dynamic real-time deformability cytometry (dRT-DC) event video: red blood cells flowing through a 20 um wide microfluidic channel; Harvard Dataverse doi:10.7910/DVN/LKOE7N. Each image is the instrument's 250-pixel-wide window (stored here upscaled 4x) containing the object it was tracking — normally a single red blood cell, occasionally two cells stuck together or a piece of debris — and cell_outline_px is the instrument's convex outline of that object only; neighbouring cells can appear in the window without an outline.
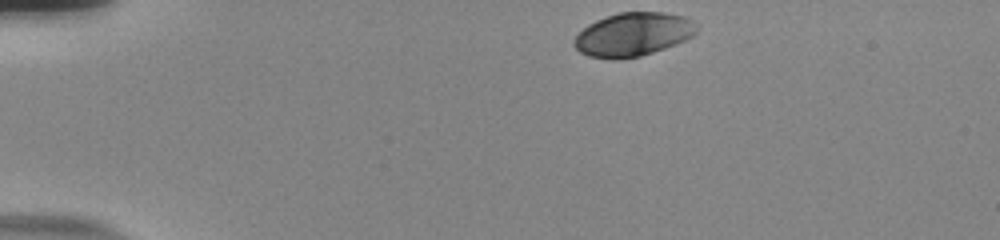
{"species": "human", "species_latin": "Homo sapiens", "temperature_condition": "room temperature", "stored_images_in_passage": 39, "camera_frame_rate_fps": 3000, "um_per_image_px": 0.085, "donor": {"sex": "male"}, "frame": {"image": 1, "passage_image": 1, "time_ms": 0.0, "image_size_px": [1000, 240], "cell_outline_px": [[700, 28], [692, 36], [676, 44], [640, 56], [620, 60], [612, 60], [588, 56], [580, 52], [572, 44], [572, 40], [588, 24], [596, 20], [620, 12], [664, 12], [684, 16], [692, 20]], "centroid_in_image_um": [53.81, 2.93], "position_along_channel_um": 31.2, "area_um2": 31.27}}
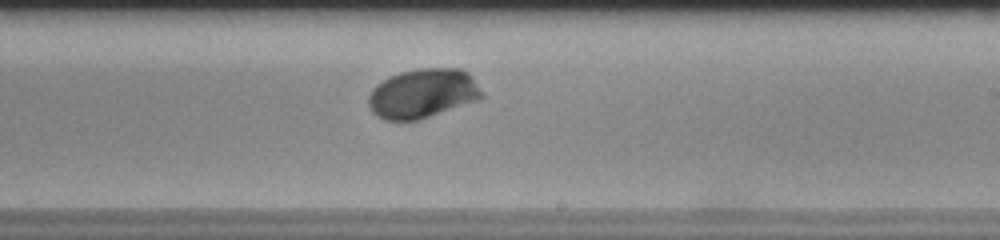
{"frame": {"image": 2, "passage_image": 25, "time_ms": 8.0, "image_size_px": [1000, 240], "cell_outline_px": [[484, 96], [480, 100], [420, 120], [384, 120], [376, 116], [372, 112], [368, 104], [368, 96], [372, 88], [376, 84], [400, 72], [416, 68], [460, 68], [468, 72], [472, 76], [484, 92]], "centroid_in_image_um": [35.97, 7.95], "position_along_channel_um": 253.0, "area_um2": 33.12}}
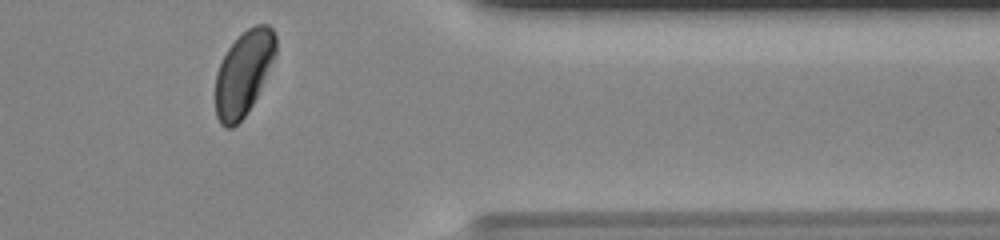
{"frame": {"image": 3, "passage_image": 37, "time_ms": 12.0, "image_size_px": [1000, 240], "cell_outline_px": [[276, 56], [252, 104], [244, 116], [232, 128], [224, 128], [220, 124], [216, 116], [216, 72], [228, 48], [248, 28], [256, 24], [268, 24], [272, 28], [276, 36]], "centroid_in_image_um": [20.71, 6.21], "position_along_channel_um": 390.7, "area_um2": 29.36}, "authors_computed_cell_mechanics": {"area_um2": 31.6166, "velocity_mm_per_s": 3.734, "shape_relaxation_time_tau1_ms": 1.8243, "shape_relaxation_time_tau2_ms": null, "deformation_change_tau1": 0.1263, "deformation_change_tau2": null}}